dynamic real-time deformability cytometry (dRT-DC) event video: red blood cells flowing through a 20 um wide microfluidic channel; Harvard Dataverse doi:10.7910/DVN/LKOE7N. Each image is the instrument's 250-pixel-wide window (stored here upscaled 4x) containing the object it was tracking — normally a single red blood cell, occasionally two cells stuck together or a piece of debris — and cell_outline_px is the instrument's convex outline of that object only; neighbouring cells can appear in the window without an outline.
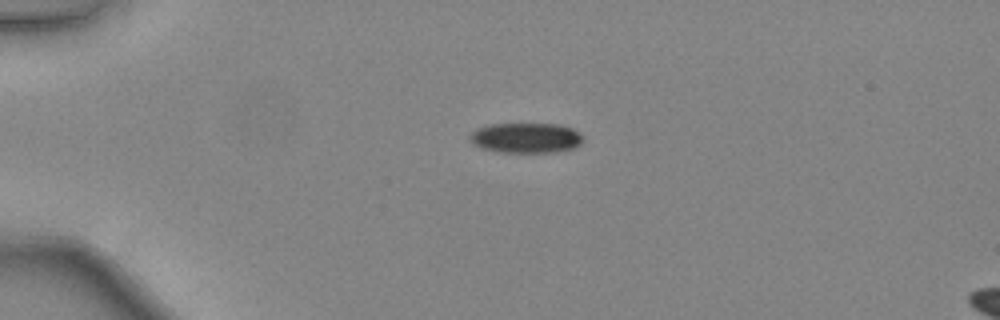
{"species": "common noctule bat (a hibernating species)", "species_latin": "Nyctalus noctula", "temperature_condition": "warm", "stored_images_in_passage": 16, "camera_frame_rate_fps": 3000, "um_per_image_px": 0.085, "animal": {"sex": "female", "body_mass_g": 24.6, "forearm_length_mm": 56.2}, "frame": {"image": 1, "passage_image": 12, "time_ms": 3.667, "image_size_px": [1000, 320], "cell_outline_px": [[584, 140], [576, 148], [556, 152], [496, 152], [480, 148], [472, 144], [468, 140], [468, 136], [476, 128], [488, 124], [560, 124], [572, 128], [580, 132], [584, 136]], "centroid_in_image_um": [44.7, 11.72], "position_along_channel_um": 40.3, "area_um2": 20.4}}